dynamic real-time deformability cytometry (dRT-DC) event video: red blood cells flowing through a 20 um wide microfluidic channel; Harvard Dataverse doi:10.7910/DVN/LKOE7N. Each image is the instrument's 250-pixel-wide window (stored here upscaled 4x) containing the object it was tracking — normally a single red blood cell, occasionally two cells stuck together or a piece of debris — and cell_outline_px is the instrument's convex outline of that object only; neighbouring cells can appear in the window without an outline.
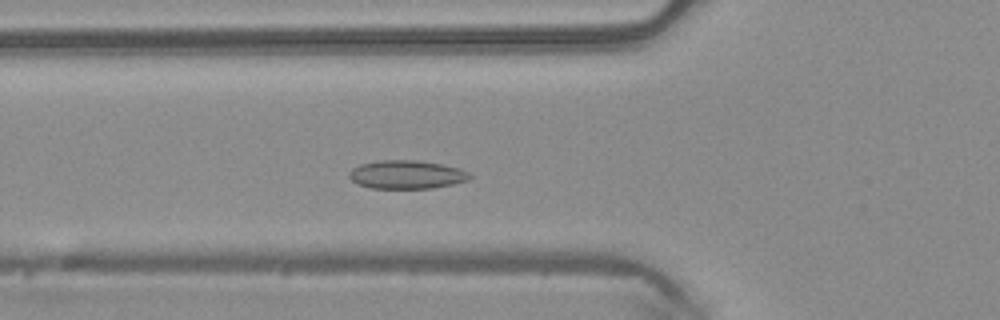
{"species": "common noctule bat (a hibernating species)", "species_latin": "Nyctalus noctula", "temperature_condition": "warm", "stored_images_in_passage": 46, "camera_frame_rate_fps": 3000, "um_per_image_px": 0.085, "animal": {"sex": "male", "body_mass_g": 20.4}, "frame": {"image": 1, "passage_image": 14, "time_ms": 4.333, "image_size_px": [1000, 320], "cell_outline_px": [[472, 176], [468, 180], [452, 184], [432, 188], [372, 188], [360, 184], [352, 180], [348, 176], [348, 172], [352, 168], [360, 164], [380, 160], [416, 160], [440, 164], [460, 168], [468, 172]], "centroid_in_image_um": [34.56, 14.83], "position_along_channel_um": 91.2, "area_um2": 19.88}}
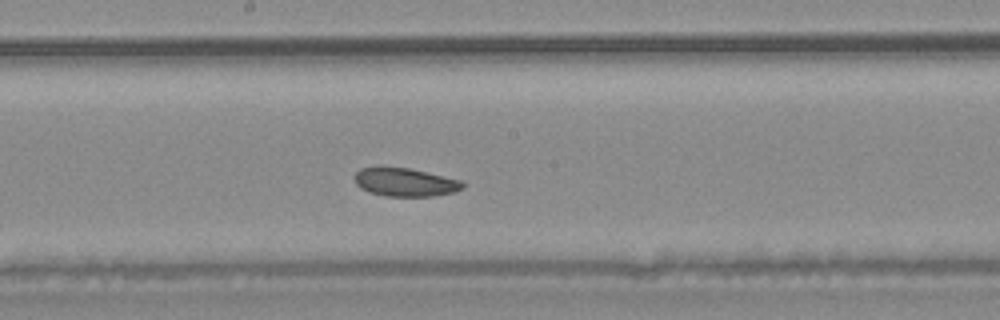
{"frame": {"image": 2, "passage_image": 23, "time_ms": 7.333, "image_size_px": [1000, 320], "cell_outline_px": [[464, 188], [456, 192], [432, 196], [384, 196], [368, 192], [360, 188], [356, 184], [352, 176], [360, 168], [408, 168], [464, 180]], "centroid_in_image_um": [34.46, 15.5], "position_along_channel_um": 213.7, "area_um2": 17.98}}
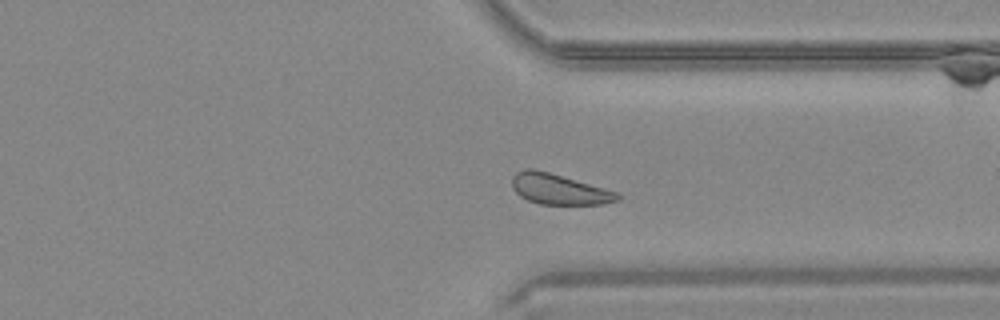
{"frame": {"image": 3, "passage_image": 34, "time_ms": 11.0, "image_size_px": [1000, 320], "cell_outline_px": [[620, 200], [600, 204], [540, 204], [528, 200], [520, 196], [512, 188], [512, 176], [516, 172], [524, 168], [532, 168], [548, 172], [604, 188], [616, 192], [620, 196]], "centroid_in_image_um": [47.47, 16.08], "position_along_channel_um": 363.9, "area_um2": 18.55}}